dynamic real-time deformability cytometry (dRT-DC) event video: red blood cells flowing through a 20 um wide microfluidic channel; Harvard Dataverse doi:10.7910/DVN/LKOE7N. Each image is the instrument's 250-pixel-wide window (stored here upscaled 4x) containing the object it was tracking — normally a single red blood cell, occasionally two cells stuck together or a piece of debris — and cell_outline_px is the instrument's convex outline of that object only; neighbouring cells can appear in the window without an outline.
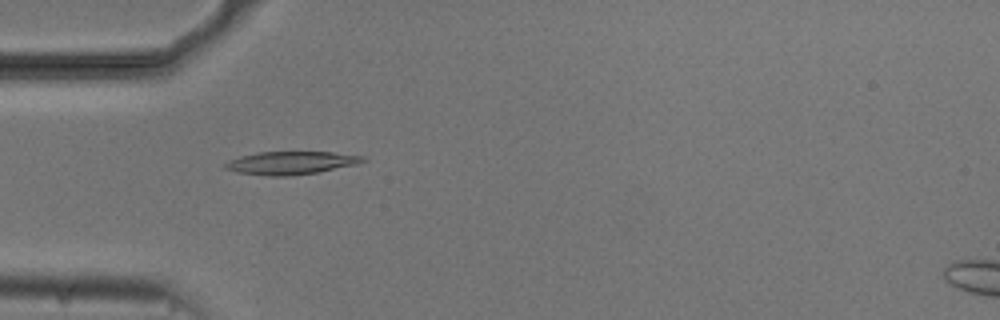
{"species": "common noctule bat (a hibernating species)", "species_latin": "Nyctalus noctula", "temperature_condition": "cold", "stored_images_in_passage": 54, "camera_frame_rate_fps": 3000, "um_per_image_px": 0.085, "animal": {"sex": "male", "body_mass_g": 20.5, "forearm_length_mm": 52.5}, "frame": {"image": 1, "passage_image": 16, "time_ms": 5.0, "image_size_px": [1000, 320], "cell_outline_px": [[368, 160], [356, 164], [320, 172], [288, 176], [272, 176], [236, 172], [224, 168], [224, 164], [228, 160], [240, 156], [260, 152], [332, 152], [368, 156]], "centroid_in_image_um": [24.77, 13.84], "position_along_channel_um": 60.2, "area_um2": 18.55}}
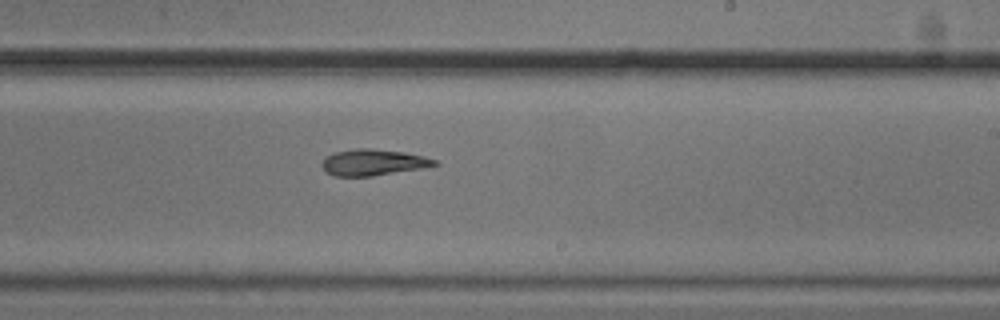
{"frame": {"image": 2, "passage_image": 32, "time_ms": 10.333, "image_size_px": [1000, 320], "cell_outline_px": [[440, 164], [420, 168], [372, 176], [336, 176], [328, 172], [320, 164], [328, 156], [336, 152], [356, 148], [368, 148], [404, 152], [424, 156], [436, 160]], "centroid_in_image_um": [31.74, 13.79], "position_along_channel_um": 257.3, "area_um2": 16.88}}
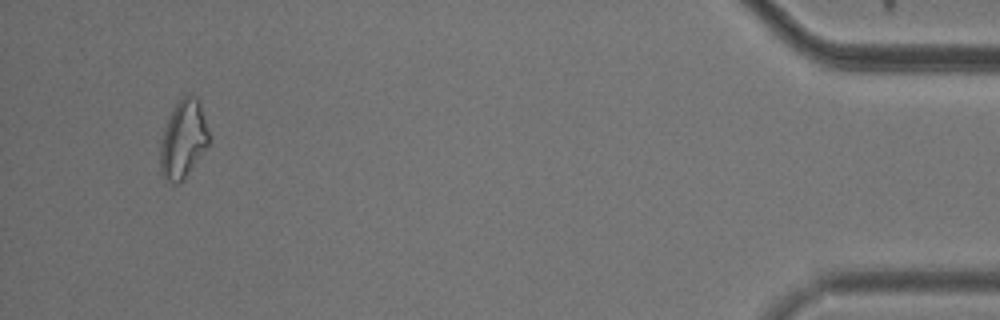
{"frame": {"image": 3, "passage_image": 51, "time_ms": 16.667, "image_size_px": [1000, 320], "cell_outline_px": [[208, 144], [188, 172], [176, 184], [168, 180], [160, 172], [160, 144], [164, 128], [172, 108], [180, 96], [184, 92], [192, 92], [200, 100], [208, 132]], "centroid_in_image_um": [15.55, 11.71], "position_along_channel_um": 419.6, "area_um2": 22.02}}